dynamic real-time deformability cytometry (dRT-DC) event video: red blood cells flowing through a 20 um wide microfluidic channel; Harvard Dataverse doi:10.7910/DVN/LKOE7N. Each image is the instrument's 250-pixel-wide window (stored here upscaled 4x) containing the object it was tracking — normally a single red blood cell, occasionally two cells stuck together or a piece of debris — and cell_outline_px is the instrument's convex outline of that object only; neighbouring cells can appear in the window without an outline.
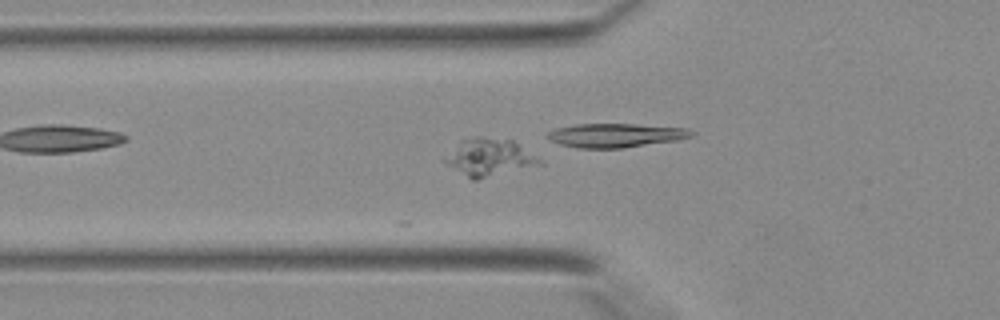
{"species": "Egyptian fruit bat (a non-hibernating species)", "species_latin": "Rousettus aegyptiacus", "temperature_condition": "warm", "stored_images_in_passage": 14, "camera_frame_rate_fps": 3000, "um_per_image_px": 0.085, "animal": {"sex": "female"}, "frame": {"image": 1, "passage_image": 8, "time_ms": 2.333, "image_size_px": [1000, 320], "cell_outline_px": [[544, 164], [476, 180], [472, 180], [444, 164], [444, 156], [460, 140], [476, 136], [480, 136], [512, 140], [536, 156]], "centroid_in_image_um": [41.54, 13.38], "position_along_channel_um": 84.3, "area_um2": 20.69}}